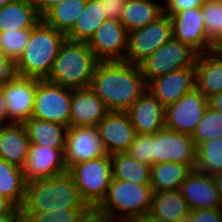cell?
Instances as JSON below:
<instances>
[{"instance_id": "obj_10", "label": "cell", "mask_w": 222, "mask_h": 222, "mask_svg": "<svg viewBox=\"0 0 222 222\" xmlns=\"http://www.w3.org/2000/svg\"><path fill=\"white\" fill-rule=\"evenodd\" d=\"M208 107V99L195 87L166 108L165 128L192 136Z\"/></svg>"}, {"instance_id": "obj_52", "label": "cell", "mask_w": 222, "mask_h": 222, "mask_svg": "<svg viewBox=\"0 0 222 222\" xmlns=\"http://www.w3.org/2000/svg\"><path fill=\"white\" fill-rule=\"evenodd\" d=\"M15 0H0V9L5 5L14 2Z\"/></svg>"}, {"instance_id": "obj_15", "label": "cell", "mask_w": 222, "mask_h": 222, "mask_svg": "<svg viewBox=\"0 0 222 222\" xmlns=\"http://www.w3.org/2000/svg\"><path fill=\"white\" fill-rule=\"evenodd\" d=\"M65 148H51L30 144L23 176L26 182L49 179L68 171L64 160Z\"/></svg>"}, {"instance_id": "obj_27", "label": "cell", "mask_w": 222, "mask_h": 222, "mask_svg": "<svg viewBox=\"0 0 222 222\" xmlns=\"http://www.w3.org/2000/svg\"><path fill=\"white\" fill-rule=\"evenodd\" d=\"M30 144L51 148H65L68 127L31 117L24 123Z\"/></svg>"}, {"instance_id": "obj_48", "label": "cell", "mask_w": 222, "mask_h": 222, "mask_svg": "<svg viewBox=\"0 0 222 222\" xmlns=\"http://www.w3.org/2000/svg\"><path fill=\"white\" fill-rule=\"evenodd\" d=\"M84 222H118L112 218L101 216L95 211H92L89 216L84 220Z\"/></svg>"}, {"instance_id": "obj_6", "label": "cell", "mask_w": 222, "mask_h": 222, "mask_svg": "<svg viewBox=\"0 0 222 222\" xmlns=\"http://www.w3.org/2000/svg\"><path fill=\"white\" fill-rule=\"evenodd\" d=\"M82 201L93 211L106 197L113 178L109 154L79 162L68 168Z\"/></svg>"}, {"instance_id": "obj_30", "label": "cell", "mask_w": 222, "mask_h": 222, "mask_svg": "<svg viewBox=\"0 0 222 222\" xmlns=\"http://www.w3.org/2000/svg\"><path fill=\"white\" fill-rule=\"evenodd\" d=\"M113 177L140 185L151 184V166L141 163L128 152L110 154Z\"/></svg>"}, {"instance_id": "obj_35", "label": "cell", "mask_w": 222, "mask_h": 222, "mask_svg": "<svg viewBox=\"0 0 222 222\" xmlns=\"http://www.w3.org/2000/svg\"><path fill=\"white\" fill-rule=\"evenodd\" d=\"M201 7L206 38L213 45L222 33V0H204Z\"/></svg>"}, {"instance_id": "obj_22", "label": "cell", "mask_w": 222, "mask_h": 222, "mask_svg": "<svg viewBox=\"0 0 222 222\" xmlns=\"http://www.w3.org/2000/svg\"><path fill=\"white\" fill-rule=\"evenodd\" d=\"M196 88L208 99L222 92V54L200 53L195 60Z\"/></svg>"}, {"instance_id": "obj_25", "label": "cell", "mask_w": 222, "mask_h": 222, "mask_svg": "<svg viewBox=\"0 0 222 222\" xmlns=\"http://www.w3.org/2000/svg\"><path fill=\"white\" fill-rule=\"evenodd\" d=\"M163 14V2H160V0H127L120 22L129 33L149 25Z\"/></svg>"}, {"instance_id": "obj_51", "label": "cell", "mask_w": 222, "mask_h": 222, "mask_svg": "<svg viewBox=\"0 0 222 222\" xmlns=\"http://www.w3.org/2000/svg\"><path fill=\"white\" fill-rule=\"evenodd\" d=\"M212 51L222 52V33L220 38L212 45Z\"/></svg>"}, {"instance_id": "obj_33", "label": "cell", "mask_w": 222, "mask_h": 222, "mask_svg": "<svg viewBox=\"0 0 222 222\" xmlns=\"http://www.w3.org/2000/svg\"><path fill=\"white\" fill-rule=\"evenodd\" d=\"M195 170L209 175L222 172V136L196 147Z\"/></svg>"}, {"instance_id": "obj_36", "label": "cell", "mask_w": 222, "mask_h": 222, "mask_svg": "<svg viewBox=\"0 0 222 222\" xmlns=\"http://www.w3.org/2000/svg\"><path fill=\"white\" fill-rule=\"evenodd\" d=\"M32 29L0 32V49L16 63L22 56Z\"/></svg>"}, {"instance_id": "obj_19", "label": "cell", "mask_w": 222, "mask_h": 222, "mask_svg": "<svg viewBox=\"0 0 222 222\" xmlns=\"http://www.w3.org/2000/svg\"><path fill=\"white\" fill-rule=\"evenodd\" d=\"M126 113L138 134H154L165 128L166 108L148 89Z\"/></svg>"}, {"instance_id": "obj_1", "label": "cell", "mask_w": 222, "mask_h": 222, "mask_svg": "<svg viewBox=\"0 0 222 222\" xmlns=\"http://www.w3.org/2000/svg\"><path fill=\"white\" fill-rule=\"evenodd\" d=\"M146 88L140 65L125 61L98 62L90 84L111 112H126Z\"/></svg>"}, {"instance_id": "obj_47", "label": "cell", "mask_w": 222, "mask_h": 222, "mask_svg": "<svg viewBox=\"0 0 222 222\" xmlns=\"http://www.w3.org/2000/svg\"><path fill=\"white\" fill-rule=\"evenodd\" d=\"M208 106L216 111L222 112V92L208 98Z\"/></svg>"}, {"instance_id": "obj_45", "label": "cell", "mask_w": 222, "mask_h": 222, "mask_svg": "<svg viewBox=\"0 0 222 222\" xmlns=\"http://www.w3.org/2000/svg\"><path fill=\"white\" fill-rule=\"evenodd\" d=\"M38 13L43 17L52 7L66 0H32Z\"/></svg>"}, {"instance_id": "obj_3", "label": "cell", "mask_w": 222, "mask_h": 222, "mask_svg": "<svg viewBox=\"0 0 222 222\" xmlns=\"http://www.w3.org/2000/svg\"><path fill=\"white\" fill-rule=\"evenodd\" d=\"M66 35L41 19L31 30L22 56L15 63L19 76L46 79Z\"/></svg>"}, {"instance_id": "obj_50", "label": "cell", "mask_w": 222, "mask_h": 222, "mask_svg": "<svg viewBox=\"0 0 222 222\" xmlns=\"http://www.w3.org/2000/svg\"><path fill=\"white\" fill-rule=\"evenodd\" d=\"M0 222H21V215H1Z\"/></svg>"}, {"instance_id": "obj_28", "label": "cell", "mask_w": 222, "mask_h": 222, "mask_svg": "<svg viewBox=\"0 0 222 222\" xmlns=\"http://www.w3.org/2000/svg\"><path fill=\"white\" fill-rule=\"evenodd\" d=\"M107 19L100 0H87L85 9L78 16L74 27L66 34V39L88 42L97 28Z\"/></svg>"}, {"instance_id": "obj_23", "label": "cell", "mask_w": 222, "mask_h": 222, "mask_svg": "<svg viewBox=\"0 0 222 222\" xmlns=\"http://www.w3.org/2000/svg\"><path fill=\"white\" fill-rule=\"evenodd\" d=\"M30 140L23 123H11L0 128V159L23 168Z\"/></svg>"}, {"instance_id": "obj_43", "label": "cell", "mask_w": 222, "mask_h": 222, "mask_svg": "<svg viewBox=\"0 0 222 222\" xmlns=\"http://www.w3.org/2000/svg\"><path fill=\"white\" fill-rule=\"evenodd\" d=\"M1 215H21L20 209L8 198L0 195V216Z\"/></svg>"}, {"instance_id": "obj_11", "label": "cell", "mask_w": 222, "mask_h": 222, "mask_svg": "<svg viewBox=\"0 0 222 222\" xmlns=\"http://www.w3.org/2000/svg\"><path fill=\"white\" fill-rule=\"evenodd\" d=\"M87 43L99 62L125 61L128 32L119 20L107 19Z\"/></svg>"}, {"instance_id": "obj_38", "label": "cell", "mask_w": 222, "mask_h": 222, "mask_svg": "<svg viewBox=\"0 0 222 222\" xmlns=\"http://www.w3.org/2000/svg\"><path fill=\"white\" fill-rule=\"evenodd\" d=\"M141 163L153 165V134H136L130 149L127 151Z\"/></svg>"}, {"instance_id": "obj_49", "label": "cell", "mask_w": 222, "mask_h": 222, "mask_svg": "<svg viewBox=\"0 0 222 222\" xmlns=\"http://www.w3.org/2000/svg\"><path fill=\"white\" fill-rule=\"evenodd\" d=\"M211 177L222 200V172L212 174Z\"/></svg>"}, {"instance_id": "obj_17", "label": "cell", "mask_w": 222, "mask_h": 222, "mask_svg": "<svg viewBox=\"0 0 222 222\" xmlns=\"http://www.w3.org/2000/svg\"><path fill=\"white\" fill-rule=\"evenodd\" d=\"M96 127L109 155L127 152L137 134L126 112L109 111Z\"/></svg>"}, {"instance_id": "obj_42", "label": "cell", "mask_w": 222, "mask_h": 222, "mask_svg": "<svg viewBox=\"0 0 222 222\" xmlns=\"http://www.w3.org/2000/svg\"><path fill=\"white\" fill-rule=\"evenodd\" d=\"M15 63L0 49V83L15 75Z\"/></svg>"}, {"instance_id": "obj_46", "label": "cell", "mask_w": 222, "mask_h": 222, "mask_svg": "<svg viewBox=\"0 0 222 222\" xmlns=\"http://www.w3.org/2000/svg\"><path fill=\"white\" fill-rule=\"evenodd\" d=\"M134 222H169V221H166L158 216H155L148 211V212L144 213L143 215H140ZM175 222H191L190 216H186V217L179 219Z\"/></svg>"}, {"instance_id": "obj_2", "label": "cell", "mask_w": 222, "mask_h": 222, "mask_svg": "<svg viewBox=\"0 0 222 222\" xmlns=\"http://www.w3.org/2000/svg\"><path fill=\"white\" fill-rule=\"evenodd\" d=\"M70 210L92 209L80 198L74 179L68 171L49 179L27 182L26 199L20 213Z\"/></svg>"}, {"instance_id": "obj_13", "label": "cell", "mask_w": 222, "mask_h": 222, "mask_svg": "<svg viewBox=\"0 0 222 222\" xmlns=\"http://www.w3.org/2000/svg\"><path fill=\"white\" fill-rule=\"evenodd\" d=\"M37 78L14 75L1 82L11 123H25L32 116Z\"/></svg>"}, {"instance_id": "obj_44", "label": "cell", "mask_w": 222, "mask_h": 222, "mask_svg": "<svg viewBox=\"0 0 222 222\" xmlns=\"http://www.w3.org/2000/svg\"><path fill=\"white\" fill-rule=\"evenodd\" d=\"M11 124L8 108L6 105V97L4 94L3 87L0 85V128Z\"/></svg>"}, {"instance_id": "obj_21", "label": "cell", "mask_w": 222, "mask_h": 222, "mask_svg": "<svg viewBox=\"0 0 222 222\" xmlns=\"http://www.w3.org/2000/svg\"><path fill=\"white\" fill-rule=\"evenodd\" d=\"M108 112L90 87L72 89L70 127H96Z\"/></svg>"}, {"instance_id": "obj_24", "label": "cell", "mask_w": 222, "mask_h": 222, "mask_svg": "<svg viewBox=\"0 0 222 222\" xmlns=\"http://www.w3.org/2000/svg\"><path fill=\"white\" fill-rule=\"evenodd\" d=\"M41 19L32 0H15L0 9V32L32 29Z\"/></svg>"}, {"instance_id": "obj_4", "label": "cell", "mask_w": 222, "mask_h": 222, "mask_svg": "<svg viewBox=\"0 0 222 222\" xmlns=\"http://www.w3.org/2000/svg\"><path fill=\"white\" fill-rule=\"evenodd\" d=\"M98 62L87 42L65 39L46 80L71 89L89 88Z\"/></svg>"}, {"instance_id": "obj_8", "label": "cell", "mask_w": 222, "mask_h": 222, "mask_svg": "<svg viewBox=\"0 0 222 222\" xmlns=\"http://www.w3.org/2000/svg\"><path fill=\"white\" fill-rule=\"evenodd\" d=\"M197 55L189 45L172 37L140 64L146 84L171 72L194 67Z\"/></svg>"}, {"instance_id": "obj_39", "label": "cell", "mask_w": 222, "mask_h": 222, "mask_svg": "<svg viewBox=\"0 0 222 222\" xmlns=\"http://www.w3.org/2000/svg\"><path fill=\"white\" fill-rule=\"evenodd\" d=\"M163 1L164 13L172 16L180 11L188 10L195 7H201L204 0H161Z\"/></svg>"}, {"instance_id": "obj_16", "label": "cell", "mask_w": 222, "mask_h": 222, "mask_svg": "<svg viewBox=\"0 0 222 222\" xmlns=\"http://www.w3.org/2000/svg\"><path fill=\"white\" fill-rule=\"evenodd\" d=\"M173 38L189 45L198 54L212 51L206 38L202 7L180 11L171 17Z\"/></svg>"}, {"instance_id": "obj_26", "label": "cell", "mask_w": 222, "mask_h": 222, "mask_svg": "<svg viewBox=\"0 0 222 222\" xmlns=\"http://www.w3.org/2000/svg\"><path fill=\"white\" fill-rule=\"evenodd\" d=\"M195 164L165 162L151 166V187L153 192L179 190Z\"/></svg>"}, {"instance_id": "obj_5", "label": "cell", "mask_w": 222, "mask_h": 222, "mask_svg": "<svg viewBox=\"0 0 222 222\" xmlns=\"http://www.w3.org/2000/svg\"><path fill=\"white\" fill-rule=\"evenodd\" d=\"M152 194L151 184L140 185L113 177L106 197L94 211L118 222H134L150 210Z\"/></svg>"}, {"instance_id": "obj_29", "label": "cell", "mask_w": 222, "mask_h": 222, "mask_svg": "<svg viewBox=\"0 0 222 222\" xmlns=\"http://www.w3.org/2000/svg\"><path fill=\"white\" fill-rule=\"evenodd\" d=\"M150 213L166 221L175 222L189 216L190 208L180 190L153 192Z\"/></svg>"}, {"instance_id": "obj_34", "label": "cell", "mask_w": 222, "mask_h": 222, "mask_svg": "<svg viewBox=\"0 0 222 222\" xmlns=\"http://www.w3.org/2000/svg\"><path fill=\"white\" fill-rule=\"evenodd\" d=\"M221 136L222 112L216 111L208 106L191 137L197 147L205 141Z\"/></svg>"}, {"instance_id": "obj_32", "label": "cell", "mask_w": 222, "mask_h": 222, "mask_svg": "<svg viewBox=\"0 0 222 222\" xmlns=\"http://www.w3.org/2000/svg\"><path fill=\"white\" fill-rule=\"evenodd\" d=\"M87 0H66L52 7L42 19L65 35L74 27L78 16L85 9Z\"/></svg>"}, {"instance_id": "obj_41", "label": "cell", "mask_w": 222, "mask_h": 222, "mask_svg": "<svg viewBox=\"0 0 222 222\" xmlns=\"http://www.w3.org/2000/svg\"><path fill=\"white\" fill-rule=\"evenodd\" d=\"M108 19L119 20L125 5L124 0H100Z\"/></svg>"}, {"instance_id": "obj_14", "label": "cell", "mask_w": 222, "mask_h": 222, "mask_svg": "<svg viewBox=\"0 0 222 222\" xmlns=\"http://www.w3.org/2000/svg\"><path fill=\"white\" fill-rule=\"evenodd\" d=\"M107 155L97 127H69L64 160L67 169L79 162Z\"/></svg>"}, {"instance_id": "obj_20", "label": "cell", "mask_w": 222, "mask_h": 222, "mask_svg": "<svg viewBox=\"0 0 222 222\" xmlns=\"http://www.w3.org/2000/svg\"><path fill=\"white\" fill-rule=\"evenodd\" d=\"M179 190L190 209L222 207L219 192L209 174L201 173L195 169L192 170Z\"/></svg>"}, {"instance_id": "obj_31", "label": "cell", "mask_w": 222, "mask_h": 222, "mask_svg": "<svg viewBox=\"0 0 222 222\" xmlns=\"http://www.w3.org/2000/svg\"><path fill=\"white\" fill-rule=\"evenodd\" d=\"M26 184L22 168L0 159V195L8 198L19 209L25 203Z\"/></svg>"}, {"instance_id": "obj_7", "label": "cell", "mask_w": 222, "mask_h": 222, "mask_svg": "<svg viewBox=\"0 0 222 222\" xmlns=\"http://www.w3.org/2000/svg\"><path fill=\"white\" fill-rule=\"evenodd\" d=\"M72 89L46 79H38L33 118L70 127Z\"/></svg>"}, {"instance_id": "obj_12", "label": "cell", "mask_w": 222, "mask_h": 222, "mask_svg": "<svg viewBox=\"0 0 222 222\" xmlns=\"http://www.w3.org/2000/svg\"><path fill=\"white\" fill-rule=\"evenodd\" d=\"M165 162L196 163V144L192 137L164 128L153 134V165Z\"/></svg>"}, {"instance_id": "obj_18", "label": "cell", "mask_w": 222, "mask_h": 222, "mask_svg": "<svg viewBox=\"0 0 222 222\" xmlns=\"http://www.w3.org/2000/svg\"><path fill=\"white\" fill-rule=\"evenodd\" d=\"M195 87V67H188L150 80L146 89L167 108Z\"/></svg>"}, {"instance_id": "obj_37", "label": "cell", "mask_w": 222, "mask_h": 222, "mask_svg": "<svg viewBox=\"0 0 222 222\" xmlns=\"http://www.w3.org/2000/svg\"><path fill=\"white\" fill-rule=\"evenodd\" d=\"M93 210L49 211L20 213L21 222H84Z\"/></svg>"}, {"instance_id": "obj_40", "label": "cell", "mask_w": 222, "mask_h": 222, "mask_svg": "<svg viewBox=\"0 0 222 222\" xmlns=\"http://www.w3.org/2000/svg\"><path fill=\"white\" fill-rule=\"evenodd\" d=\"M191 222H222V207L212 209H190Z\"/></svg>"}, {"instance_id": "obj_9", "label": "cell", "mask_w": 222, "mask_h": 222, "mask_svg": "<svg viewBox=\"0 0 222 222\" xmlns=\"http://www.w3.org/2000/svg\"><path fill=\"white\" fill-rule=\"evenodd\" d=\"M172 37L171 19L164 13L149 25L128 33L125 62L140 65Z\"/></svg>"}]
</instances>
